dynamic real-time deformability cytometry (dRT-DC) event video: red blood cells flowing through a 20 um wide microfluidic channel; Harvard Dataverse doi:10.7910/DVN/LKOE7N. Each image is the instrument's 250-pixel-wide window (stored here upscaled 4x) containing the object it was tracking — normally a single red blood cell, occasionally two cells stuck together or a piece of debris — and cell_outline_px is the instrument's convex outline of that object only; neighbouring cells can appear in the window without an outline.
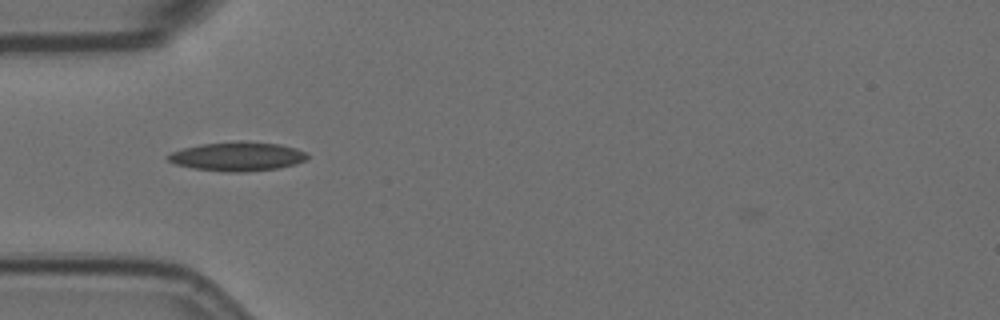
{"species": "Egyptian fruit bat (a non-hibernating species)", "species_latin": "Rousettus aegyptiacus", "temperature_condition": "room temperature", "stored_images_in_passage": 44, "camera_frame_rate_fps": 3000, "um_per_image_px": 0.085, "animal": {"sex": "female"}, "frame": {"image": 1, "passage_image": 4, "time_ms": 1.0, "image_size_px": [1000, 320], "cell_outline_px": [[308, 160], [296, 164], [280, 168], [244, 172], [228, 172], [192, 168], [176, 164], [168, 160], [164, 156], [172, 152], [184, 148], [200, 144], [240, 140], [244, 140], [280, 144], [296, 148], [308, 152]], "centroid_in_image_um": [20.23, 13.29], "position_along_channel_um": 64.8, "area_um2": 23.99}}
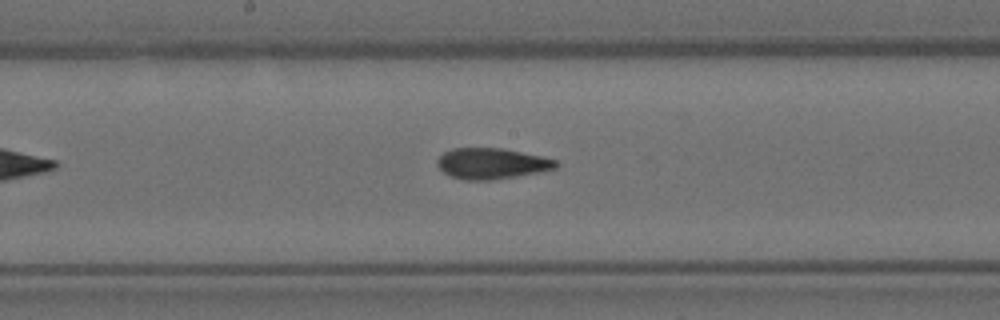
{"frame": {"image": 2, "passage_image": 16, "time_ms": 5.0, "image_size_px": [1000, 320], "cell_outline_px": [[556, 168], [516, 176], [492, 180], [464, 180], [452, 176], [444, 172], [436, 164], [436, 160], [444, 152], [452, 148], [504, 148], [544, 156], [556, 160]], "centroid_in_image_um": [41.77, 13.88], "position_along_channel_um": 206.4, "area_um2": 21.27}}
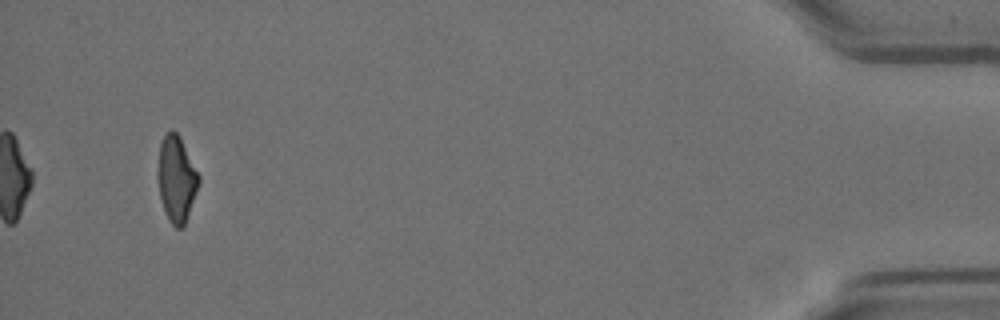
{"frame": {"image": 3, "passage_image": 41, "time_ms": 13.333, "image_size_px": [1000, 320], "cell_outline_px": [[200, 184], [184, 228], [176, 228], [168, 220], [160, 196], [160, 144], [164, 136], [172, 128], [180, 136], [200, 176]], "centroid_in_image_um": [15.06, 15.25], "position_along_channel_um": 420.1, "area_um2": 20.11}, "authors_computed_cell_mechanics": {"area_um2": 21.2415, "velocity_mm_per_s": 3.526, "shape_relaxation_time_tau1_ms": null, "shape_relaxation_time_tau2_ms": 3.2608, "deformation_change_tau1": null, "deformation_change_tau2": 0.1074}}